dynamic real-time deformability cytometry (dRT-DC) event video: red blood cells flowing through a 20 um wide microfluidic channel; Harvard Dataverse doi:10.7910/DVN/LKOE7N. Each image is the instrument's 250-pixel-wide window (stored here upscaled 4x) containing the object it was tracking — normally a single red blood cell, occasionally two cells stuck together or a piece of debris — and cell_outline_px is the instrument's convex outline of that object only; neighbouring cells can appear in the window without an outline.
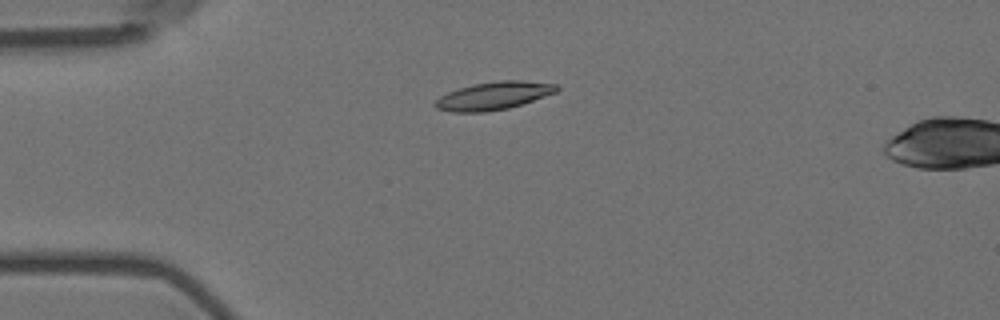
{"species": "Egyptian fruit bat (a non-hibernating species)", "species_latin": "Rousettus aegyptiacus", "temperature_condition": "room temperature", "stored_images_in_passage": 6, "camera_frame_rate_fps": 3000, "um_per_image_px": 0.085, "animal": {"sex": "female"}, "frame": {"image": 1, "passage_image": 5, "time_ms": 1.333, "image_size_px": [1000, 320], "cell_outline_px": [[560, 88], [556, 92], [508, 108], [484, 112], [452, 112], [436, 108], [432, 104], [440, 96], [448, 92], [472, 84], [500, 80], [520, 80], [556, 84]], "centroid_in_image_um": [41.92, 8.13], "position_along_channel_um": 43.1, "area_um2": 19.59}}